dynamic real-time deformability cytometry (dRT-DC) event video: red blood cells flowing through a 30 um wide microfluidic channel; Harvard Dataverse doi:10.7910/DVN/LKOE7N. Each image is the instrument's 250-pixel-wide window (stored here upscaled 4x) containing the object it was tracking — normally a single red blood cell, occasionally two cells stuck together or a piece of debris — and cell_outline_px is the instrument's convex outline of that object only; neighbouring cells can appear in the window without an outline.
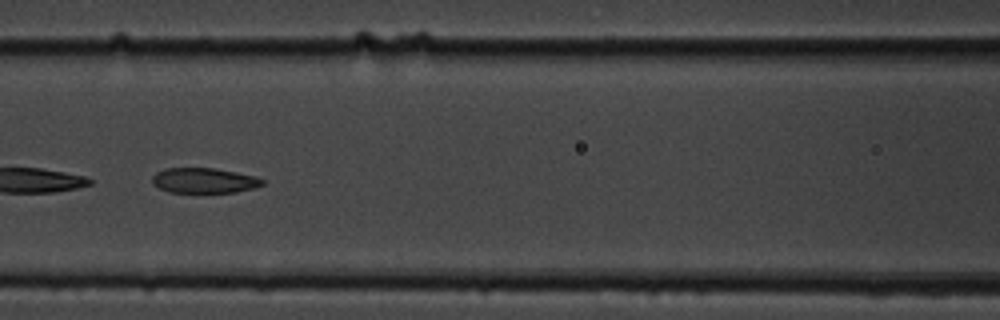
{"species": "common noctule bat (a hibernating species)", "species_latin": "Nyctalus noctula", "temperature_condition": "cold", "stored_images_in_passage": 34, "camera_frame_rate_fps": 3000, "um_per_image_px": 0.085, "animal": {"sex": "male", "body_mass_g": 19.5, "forearm_length_mm": 54.6}, "frame": {"image": 1, "passage_image": 25, "time_ms": 8.0, "image_size_px": [1000, 320], "cell_outline_px": [[264, 184], [256, 188], [236, 192], [168, 192], [152, 184], [152, 176], [156, 172], [164, 168], [216, 168], [256, 176], [264, 180]], "centroid_in_image_um": [17.36, 15.34], "position_along_channel_um": 149.2, "area_um2": 16.3}}